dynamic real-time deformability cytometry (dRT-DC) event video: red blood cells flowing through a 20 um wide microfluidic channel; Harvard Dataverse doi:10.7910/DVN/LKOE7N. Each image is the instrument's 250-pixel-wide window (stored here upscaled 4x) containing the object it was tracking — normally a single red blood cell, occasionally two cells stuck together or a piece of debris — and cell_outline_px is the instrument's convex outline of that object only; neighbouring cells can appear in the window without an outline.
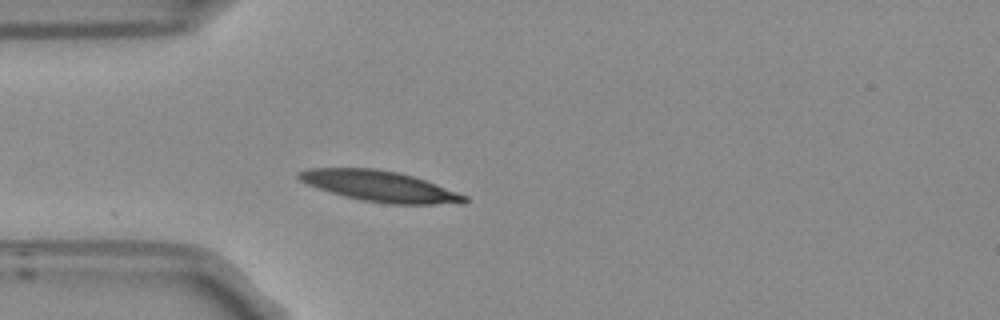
{"species": "Egyptian fruit bat (a non-hibernating species)", "species_latin": "Rousettus aegyptiacus", "temperature_condition": "room temperature", "stored_images_in_passage": 15, "camera_frame_rate_fps": 3000, "um_per_image_px": 0.085, "frame": {"image": 1, "passage_image": 12, "time_ms": 3.667, "image_size_px": [1000, 320], "cell_outline_px": [[468, 200], [464, 204], [388, 204], [360, 200], [344, 196], [308, 184], [300, 180], [296, 176], [296, 172], [308, 168], [376, 168], [396, 172], [412, 176], [436, 184], [468, 196]], "centroid_in_image_um": [32.3, 15.83], "position_along_channel_um": 52.7, "area_um2": 29.59}}
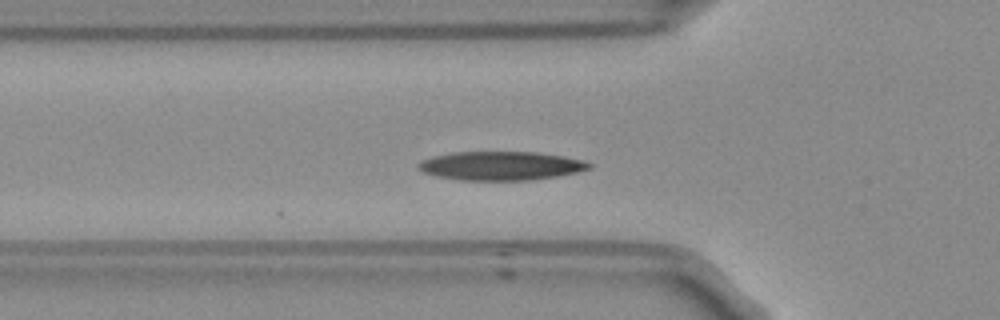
{"frame": {"image": 2, "passage_image": 15, "time_ms": 4.667, "image_size_px": [1000, 320], "cell_outline_px": [[592, 168], [576, 172], [556, 176], [532, 180], [460, 180], [436, 176], [420, 172], [416, 168], [416, 164], [420, 160], [432, 156], [452, 152], [536, 152], [564, 156], [584, 160], [592, 164]], "centroid_in_image_um": [42.52, 14.09], "position_along_channel_um": 83.3, "area_um2": 28.96}}